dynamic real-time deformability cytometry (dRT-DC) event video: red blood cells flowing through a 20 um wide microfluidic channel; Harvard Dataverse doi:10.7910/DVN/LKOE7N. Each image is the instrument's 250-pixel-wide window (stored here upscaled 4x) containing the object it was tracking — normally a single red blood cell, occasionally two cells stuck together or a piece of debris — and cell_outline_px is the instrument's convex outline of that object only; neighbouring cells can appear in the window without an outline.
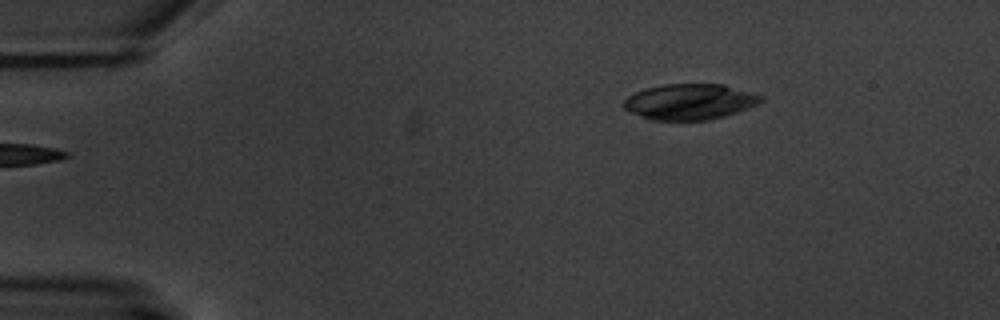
{"species": "common noctule bat (a hibernating species)", "species_latin": "Nyctalus noctula", "temperature_condition": "warm", "stored_images_in_passage": 2, "camera_frame_rate_fps": 3000, "um_per_image_px": 0.085, "animal": {"sex": "male", "body_mass_g": 20.1, "forearm_length_mm": 53.5}, "frame": {"image": 1, "passage_image": 2, "time_ms": 1.667, "image_size_px": [1000, 320], "cell_outline_px": [[764, 100], [748, 108], [724, 116], [708, 120], [648, 120], [624, 108], [624, 100], [628, 96], [636, 92], [648, 88], [664, 84], [724, 84], [764, 96]], "centroid_in_image_um": [58.64, 8.65], "position_along_channel_um": 26.4, "area_um2": 28.44}}